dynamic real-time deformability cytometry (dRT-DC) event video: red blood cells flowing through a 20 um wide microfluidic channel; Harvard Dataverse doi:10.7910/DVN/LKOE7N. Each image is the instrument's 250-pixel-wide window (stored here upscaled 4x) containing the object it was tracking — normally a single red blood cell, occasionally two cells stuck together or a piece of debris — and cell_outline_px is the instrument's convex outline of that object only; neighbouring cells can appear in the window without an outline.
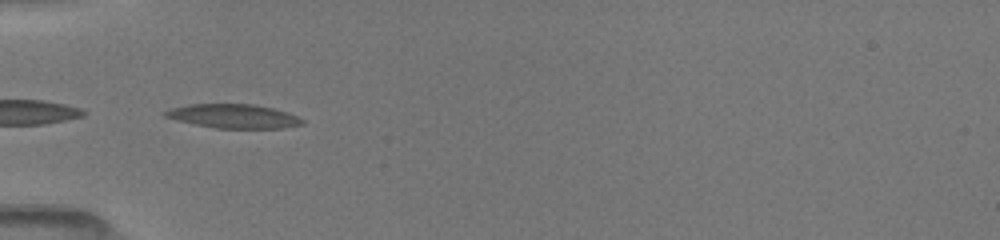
{"species": "common noctule bat (a hibernating species)", "species_latin": "Nyctalus noctula", "temperature_condition": "room temperature", "stored_images_in_passage": 39, "camera_frame_rate_fps": 3000, "um_per_image_px": 0.085, "animal": {"sex": "female", "body_mass_g": 19.5, "forearm_length_mm": 54.1}, "frame": {"image": 1, "passage_image": 17, "time_ms": 5.333, "image_size_px": [1000, 240], "cell_outline_px": [[304, 124], [284, 128], [216, 128], [176, 120], [164, 116], [160, 112], [172, 108], [188, 104], [252, 104], [272, 108], [288, 112], [304, 120]], "centroid_in_image_um": [19.84, 9.87], "position_along_channel_um": 65.2, "area_um2": 19.13}}
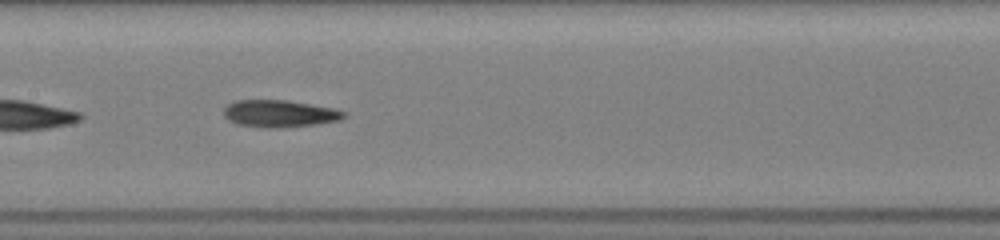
{"frame": {"image": 2, "passage_image": 26, "time_ms": 8.333, "image_size_px": [1000, 240], "cell_outline_px": [[348, 116], [340, 120], [316, 124], [284, 128], [264, 128], [236, 124], [228, 120], [224, 116], [224, 108], [228, 104], [236, 100], [288, 100], [336, 108], [348, 112]], "centroid_in_image_um": [23.81, 9.66], "position_along_channel_um": 183.6, "area_um2": 19.42}}
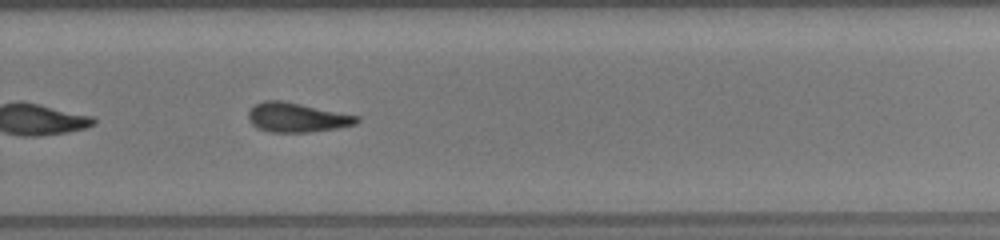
{"frame": {"image": 3, "passage_image": 35, "time_ms": 11.333, "image_size_px": [1000, 240], "cell_outline_px": [[360, 120], [356, 124], [336, 128], [308, 132], [268, 132], [256, 128], [248, 120], [248, 112], [256, 104], [264, 100], [280, 100], [360, 116]], "centroid_in_image_um": [25.21, 9.99], "position_along_channel_um": 304.6, "area_um2": 18.5}}